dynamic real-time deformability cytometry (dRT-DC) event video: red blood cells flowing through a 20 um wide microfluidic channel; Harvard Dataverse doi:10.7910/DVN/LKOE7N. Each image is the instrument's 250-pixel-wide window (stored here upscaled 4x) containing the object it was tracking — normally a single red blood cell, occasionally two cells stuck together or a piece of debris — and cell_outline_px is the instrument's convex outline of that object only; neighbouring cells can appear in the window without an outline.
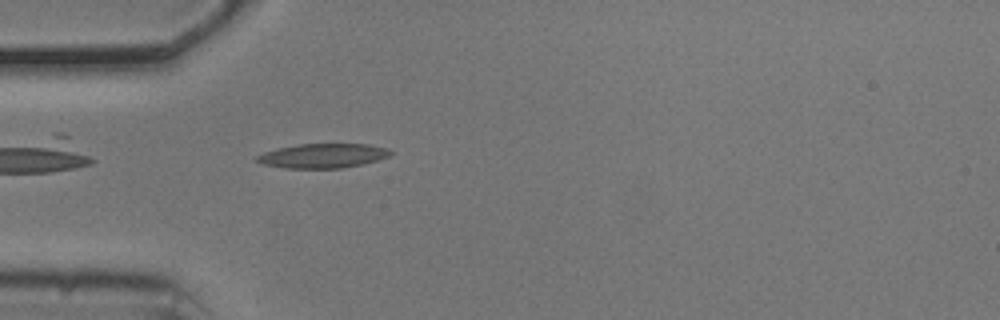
{"species": "common noctule bat (a hibernating species)", "species_latin": "Nyctalus noctula", "temperature_condition": "cold", "stored_images_in_passage": 39, "camera_frame_rate_fps": 3000, "um_per_image_px": 0.085, "animal": {"sex": "male", "body_mass_g": 20.5, "forearm_length_mm": 52.5}, "frame": {"image": 1, "passage_image": 1, "time_ms": 0.0, "image_size_px": [1000, 320], "cell_outline_px": [[392, 152], [388, 156], [364, 164], [340, 168], [284, 168], [264, 164], [256, 160], [256, 156], [264, 152], [276, 148], [296, 144], [368, 144], [388, 148]], "centroid_in_image_um": [27.43, 13.23], "position_along_channel_um": 57.6, "area_um2": 18.96}}
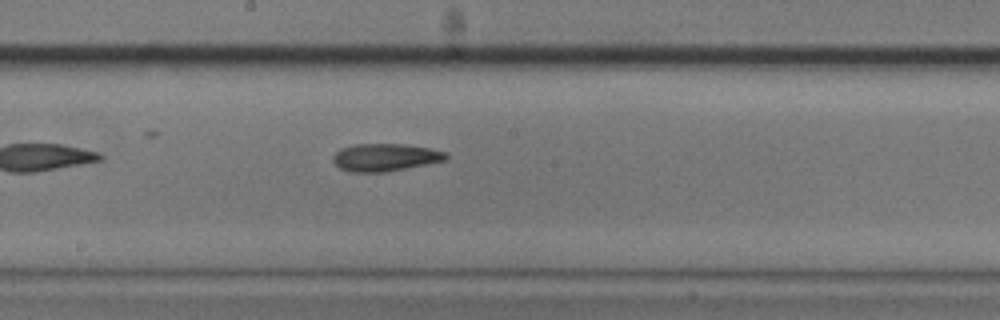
{"frame": {"image": 2, "passage_image": 14, "time_ms": 4.333, "image_size_px": [1000, 320], "cell_outline_px": [[448, 156], [444, 160], [388, 172], [348, 172], [340, 168], [332, 160], [332, 156], [340, 148], [356, 144], [404, 144], [428, 148], [444, 152]], "centroid_in_image_um": [32.67, 13.38], "position_along_channel_um": 215.5, "area_um2": 18.03}}
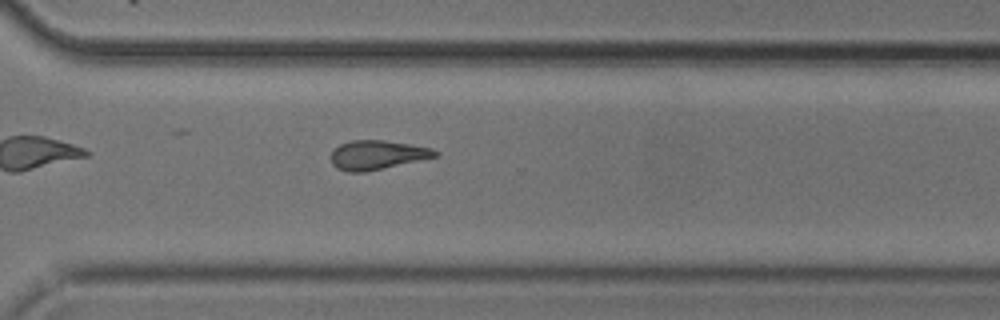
{"frame": {"image": 3, "passage_image": 24, "time_ms": 7.667, "image_size_px": [1000, 320], "cell_outline_px": [[436, 156], [368, 172], [348, 172], [336, 168], [332, 164], [332, 152], [340, 144], [348, 140], [384, 140], [432, 148], [436, 152]], "centroid_in_image_um": [32.01, 13.17], "position_along_channel_um": 338.6, "area_um2": 17.51}, "authors_computed_cell_mechanics": {"area_um2": 17.7446, "velocity_mm_per_s": 3.7148, "shape_relaxation_time_tau1_ms": 8.1473, "shape_relaxation_time_tau2_ms": 6.2957, "deformation_change_tau1": 0.1922, "deformation_change_tau2": 0.1689}}